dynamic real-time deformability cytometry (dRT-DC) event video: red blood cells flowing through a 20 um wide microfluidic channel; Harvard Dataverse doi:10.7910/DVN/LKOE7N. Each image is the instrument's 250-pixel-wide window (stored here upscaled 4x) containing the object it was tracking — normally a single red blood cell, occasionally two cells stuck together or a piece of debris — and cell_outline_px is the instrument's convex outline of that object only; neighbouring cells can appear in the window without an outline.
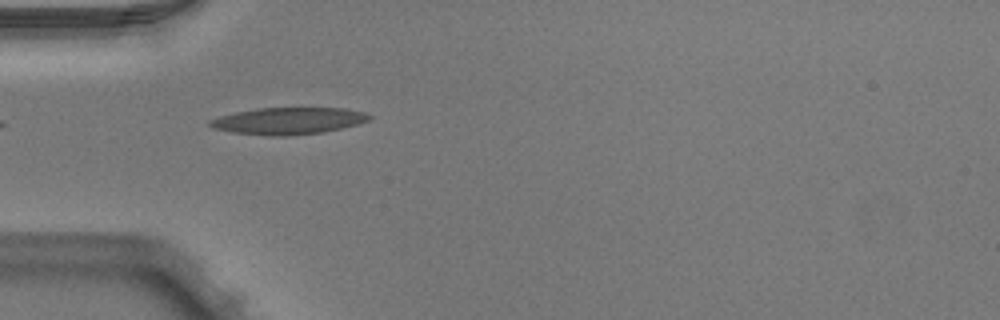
{"species": "Egyptian fruit bat (a non-hibernating species)", "species_latin": "Rousettus aegyptiacus", "temperature_condition": "warm", "stored_images_in_passage": 36, "camera_frame_rate_fps": 3000, "um_per_image_px": 0.085, "animal": {"sex": "male"}, "frame": {"image": 1, "passage_image": 1, "time_ms": 0.0, "image_size_px": [1000, 320], "cell_outline_px": [[372, 120], [340, 128], [320, 132], [288, 136], [272, 136], [232, 132], [212, 128], [208, 124], [208, 120], [220, 116], [236, 112], [256, 108], [344, 108], [368, 112], [372, 116]], "centroid_in_image_um": [24.52, 10.26], "position_along_channel_um": 60.5, "area_um2": 24.97}}
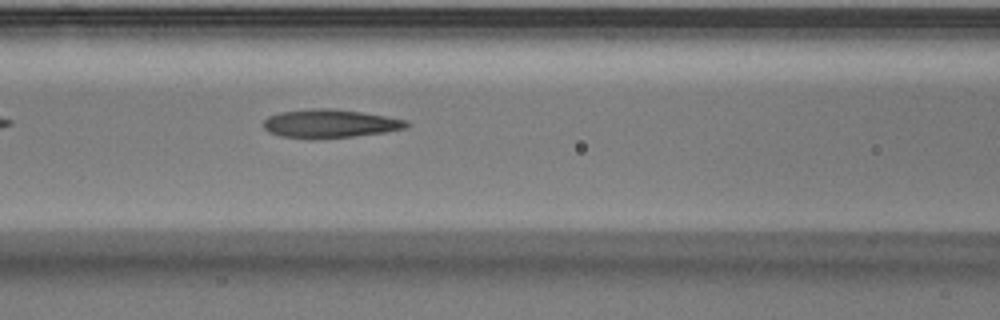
{"frame": {"image": 2, "passage_image": 7, "time_ms": 2.0, "image_size_px": [1000, 320], "cell_outline_px": [[412, 124], [408, 128], [388, 132], [352, 136], [280, 136], [268, 132], [264, 128], [264, 120], [268, 116], [280, 112], [312, 108], [332, 108], [360, 112], [408, 120]], "centroid_in_image_um": [28.12, 10.47], "position_along_channel_um": 138.5, "area_um2": 23.06}}
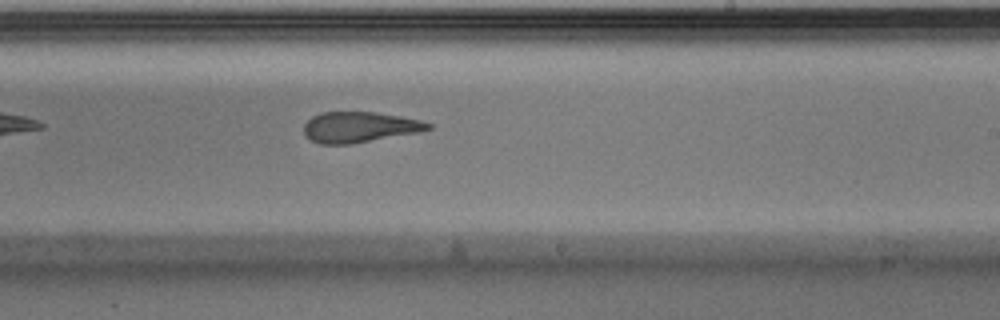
{"frame": {"image": 3, "passage_image": 16, "time_ms": 5.0, "image_size_px": [1000, 320], "cell_outline_px": [[432, 128], [420, 132], [352, 144], [320, 144], [304, 136], [304, 124], [312, 116], [320, 112], [376, 112], [400, 116], [420, 120], [432, 124]], "centroid_in_image_um": [30.55, 10.81], "position_along_channel_um": 258.5, "area_um2": 22.31}, "authors_computed_cell_mechanics": {"area_um2": 23.7558, "velocity_mm_per_s": 4.0004, "shape_relaxation_time_tau1_ms": null, "shape_relaxation_time_tau2_ms": 1.1465, "deformation_change_tau1": null, "deformation_change_tau2": 0.1065}}